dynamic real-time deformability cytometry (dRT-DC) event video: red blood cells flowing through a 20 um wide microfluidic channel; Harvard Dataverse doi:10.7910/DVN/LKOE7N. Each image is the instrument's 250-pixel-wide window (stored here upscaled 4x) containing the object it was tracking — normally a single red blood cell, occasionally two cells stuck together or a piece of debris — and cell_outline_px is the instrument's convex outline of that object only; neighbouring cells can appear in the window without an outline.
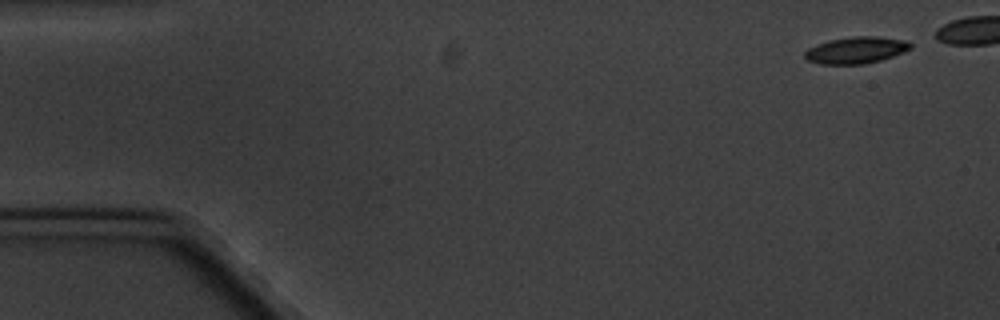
{"species": "common noctule bat (a hibernating species)", "species_latin": "Nyctalus noctula", "temperature_condition": "cold", "stored_images_in_passage": 5, "camera_frame_rate_fps": 3000, "um_per_image_px": 0.085, "animal": {"sex": "male", "body_mass_g": 20.1, "forearm_length_mm": 53.5}, "frame": {"image": 1, "passage_image": 1, "time_ms": 0.0, "image_size_px": [1000, 320], "cell_outline_px": [[912, 48], [892, 56], [880, 60], [864, 64], [820, 64], [808, 60], [804, 56], [804, 52], [808, 48], [816, 44], [828, 40], [852, 36], [876, 36], [908, 40], [912, 44]], "centroid_in_image_um": [72.76, 4.25], "position_along_channel_um": 12.2, "area_um2": 16.53}}